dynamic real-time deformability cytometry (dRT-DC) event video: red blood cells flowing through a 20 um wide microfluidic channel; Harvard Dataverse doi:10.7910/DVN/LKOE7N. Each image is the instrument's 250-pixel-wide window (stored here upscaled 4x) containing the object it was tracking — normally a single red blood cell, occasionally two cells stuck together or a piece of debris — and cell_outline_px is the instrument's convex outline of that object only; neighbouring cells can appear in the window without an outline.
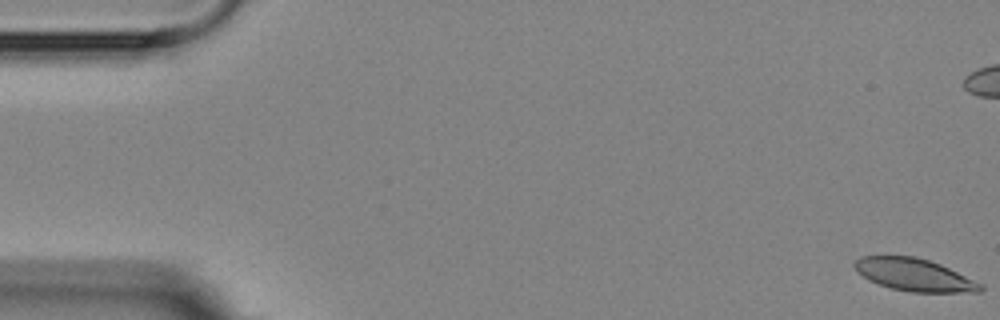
{"species": "Egyptian fruit bat (a non-hibernating species)", "species_latin": "Rousettus aegyptiacus", "temperature_condition": "room temperature", "stored_images_in_passage": 13, "camera_frame_rate_fps": 3000, "um_per_image_px": 0.085, "animal": {"sex": "female"}, "frame": {"image": 1, "passage_image": 1, "time_ms": 0.0, "image_size_px": [1000, 320], "cell_outline_px": [[984, 288], [980, 292], [912, 292], [892, 288], [868, 280], [856, 272], [852, 264], [860, 256], [916, 256], [940, 264], [984, 284]], "centroid_in_image_um": [77.71, 23.35], "position_along_channel_um": 7.3, "area_um2": 23.87}}
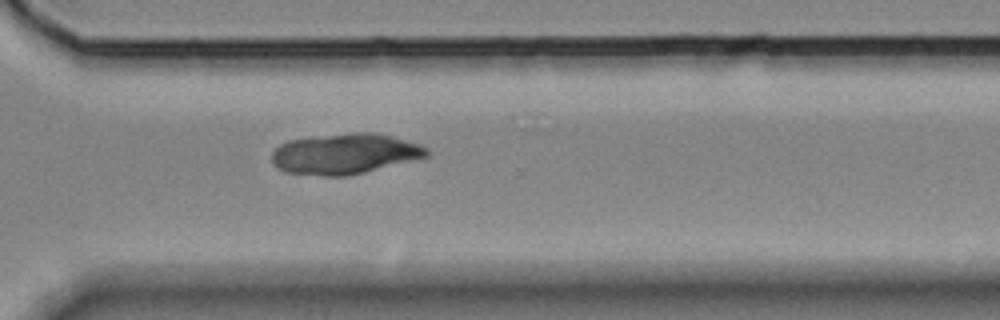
{"frame": {"image": 2, "passage_image": 13, "time_ms": 15.667, "image_size_px": [1000, 320], "cell_outline_px": [[428, 156], [348, 176], [324, 176], [284, 172], [272, 164], [272, 152], [280, 144], [288, 140], [352, 132], [372, 132], [392, 136], [420, 144], [428, 148]], "centroid_in_image_um": [29.29, 13.07], "position_along_channel_um": 341.3, "area_um2": 36.47}}